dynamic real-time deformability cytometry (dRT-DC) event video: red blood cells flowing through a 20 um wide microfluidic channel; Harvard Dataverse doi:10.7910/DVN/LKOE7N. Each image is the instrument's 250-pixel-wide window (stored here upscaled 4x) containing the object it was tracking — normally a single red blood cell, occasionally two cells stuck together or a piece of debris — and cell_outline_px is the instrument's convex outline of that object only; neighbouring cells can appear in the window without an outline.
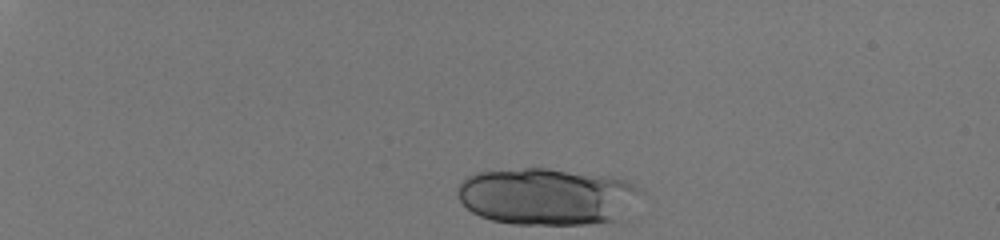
{"species": "human", "species_latin": "Homo sapiens", "temperature_condition": "room temperature", "stored_images_in_passage": 36, "camera_frame_rate_fps": 3000, "um_per_image_px": 0.085, "donor": {"sex": "male"}, "frame": {"image": 1, "passage_image": 1, "time_ms": 0.0, "image_size_px": [1000, 240], "cell_outline_px": [[644, 192], [616, 220], [588, 224], [512, 224], [492, 220], [480, 216], [472, 212], [460, 200], [456, 192], [456, 188], [468, 176], [476, 172], [524, 168], [548, 168], [608, 176], [628, 180], [636, 184]], "centroid_in_image_um": [46.48, 16.69], "position_along_channel_um": 38.5, "area_um2": 60.86}}
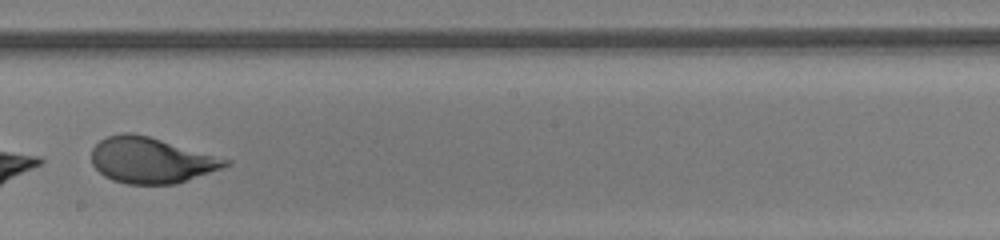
{"frame": {"image": 2, "passage_image": 24, "time_ms": 7.667, "image_size_px": [1000, 240], "cell_outline_px": [[232, 164], [176, 184], [128, 184], [112, 180], [104, 176], [92, 164], [92, 148], [100, 140], [108, 136], [120, 132], [132, 132], [148, 136], [232, 160]], "centroid_in_image_um": [12.83, 13.61], "position_along_channel_um": 235.4, "area_um2": 35.6}}
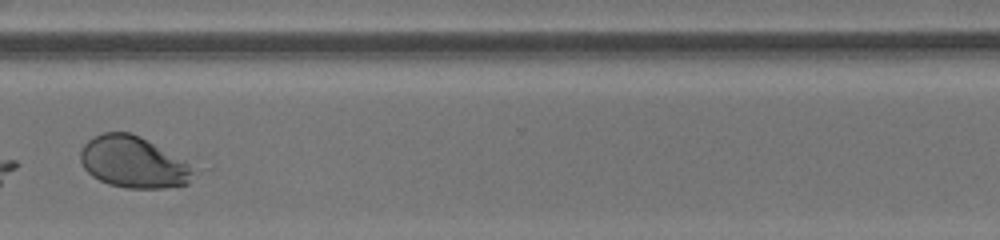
{"frame": {"image": 3, "passage_image": 33, "time_ms": 10.667, "image_size_px": [1000, 240], "cell_outline_px": [[196, 172], [188, 184], [168, 188], [128, 188], [108, 184], [92, 176], [84, 168], [80, 160], [80, 152], [84, 144], [88, 140], [104, 132], [128, 132], [140, 136], [184, 160], [196, 168]], "centroid_in_image_um": [11.36, 13.8], "position_along_channel_um": 359.2, "area_um2": 33.99}, "authors_computed_cell_mechanics": {"area_um2": 36.4718, "velocity_mm_per_s": 4.0925, "shape_relaxation_time_tau1_ms": 1.2655, "shape_relaxation_time_tau2_ms": null, "deformation_change_tau1": 0.3287, "deformation_change_tau2": null}}